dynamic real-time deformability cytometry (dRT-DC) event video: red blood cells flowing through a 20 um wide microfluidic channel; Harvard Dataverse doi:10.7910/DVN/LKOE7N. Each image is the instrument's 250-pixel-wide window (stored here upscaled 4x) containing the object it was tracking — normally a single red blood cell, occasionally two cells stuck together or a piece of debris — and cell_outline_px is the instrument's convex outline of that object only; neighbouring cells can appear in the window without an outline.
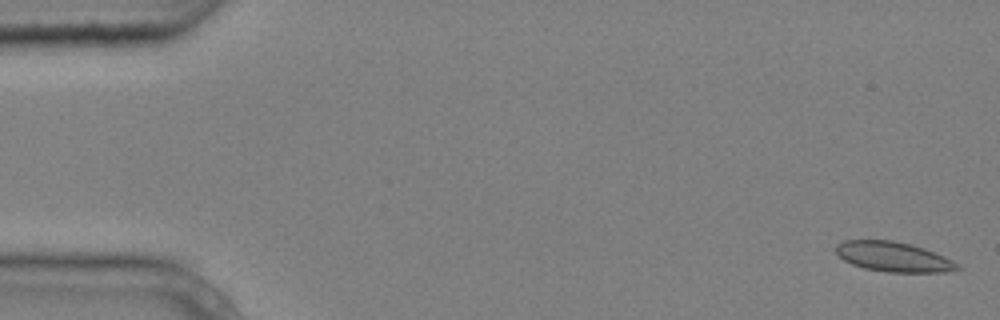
{"species": "common noctule bat (a hibernating species)", "species_latin": "Nyctalus noctula", "temperature_condition": "cold", "stored_images_in_passage": 4, "camera_frame_rate_fps": 3000, "um_per_image_px": 0.085, "animal": {"sex": "male", "body_mass_g": 20.4}, "frame": {"image": 1, "passage_image": 1, "time_ms": 0.0, "image_size_px": [1000, 320], "cell_outline_px": [[964, 268], [944, 272], [888, 272], [864, 268], [852, 264], [844, 260], [836, 252], [836, 244], [844, 240], [892, 240], [924, 248], [944, 256], [952, 260]], "centroid_in_image_um": [75.95, 21.83], "position_along_channel_um": 9.1, "area_um2": 21.04}}
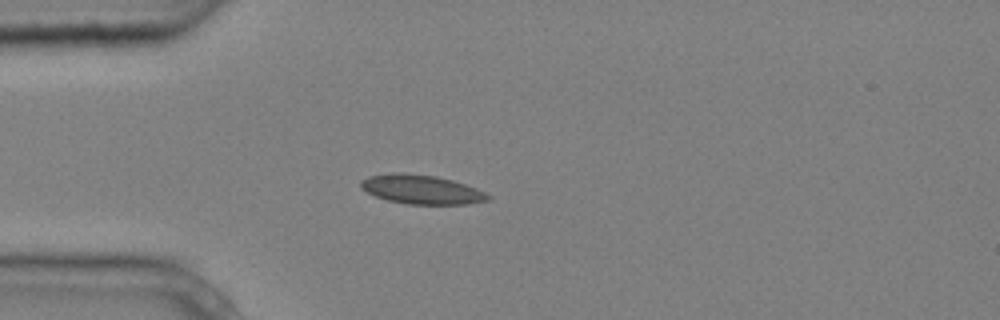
{"frame": {"image": 2, "passage_image": 4, "time_ms": 1.0, "image_size_px": [1000, 320], "cell_outline_px": [[492, 196], [488, 200], [468, 204], [408, 204], [388, 200], [376, 196], [360, 188], [360, 180], [368, 176], [392, 172], [400, 172], [436, 176], [452, 180], [476, 188]], "centroid_in_image_um": [35.8, 16.09], "position_along_channel_um": 49.2, "area_um2": 21.56}}